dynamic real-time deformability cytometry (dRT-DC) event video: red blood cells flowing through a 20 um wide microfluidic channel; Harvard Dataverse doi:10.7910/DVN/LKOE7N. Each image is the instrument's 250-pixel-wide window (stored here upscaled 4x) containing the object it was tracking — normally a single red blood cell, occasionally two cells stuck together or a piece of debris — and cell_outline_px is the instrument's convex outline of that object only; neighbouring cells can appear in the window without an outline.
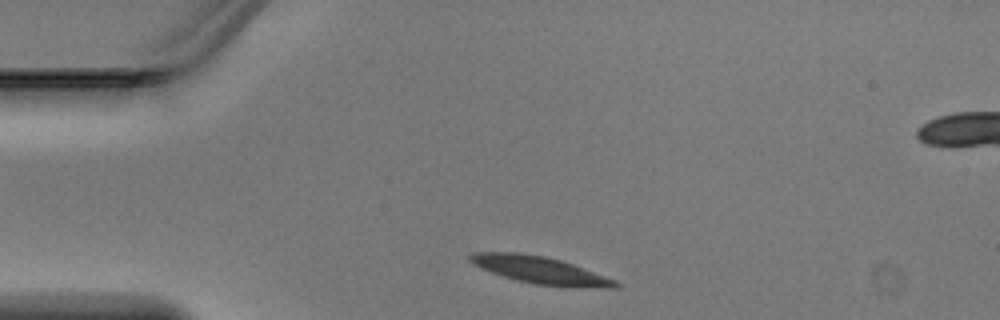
{"species": "Egyptian fruit bat (a non-hibernating species)", "species_latin": "Rousettus aegyptiacus", "temperature_condition": "warm", "stored_images_in_passage": 2, "segment_of_instrument_passage": [1, 2], "camera_frame_rate_fps": 3000, "um_per_image_px": 0.085, "animal": {"sex": "male"}, "frame": {"image": 1, "passage_image": 1, "time_ms": 0.0, "image_size_px": [1000, 320], "cell_outline_px": [[620, 288], [600, 288], [536, 284], [516, 280], [480, 268], [472, 264], [468, 260], [468, 256], [472, 252], [516, 252], [544, 256], [560, 260], [572, 264], [616, 280], [620, 284]], "centroid_in_image_um": [45.89, 22.95], "position_along_channel_um": 39.1, "area_um2": 22.83}}